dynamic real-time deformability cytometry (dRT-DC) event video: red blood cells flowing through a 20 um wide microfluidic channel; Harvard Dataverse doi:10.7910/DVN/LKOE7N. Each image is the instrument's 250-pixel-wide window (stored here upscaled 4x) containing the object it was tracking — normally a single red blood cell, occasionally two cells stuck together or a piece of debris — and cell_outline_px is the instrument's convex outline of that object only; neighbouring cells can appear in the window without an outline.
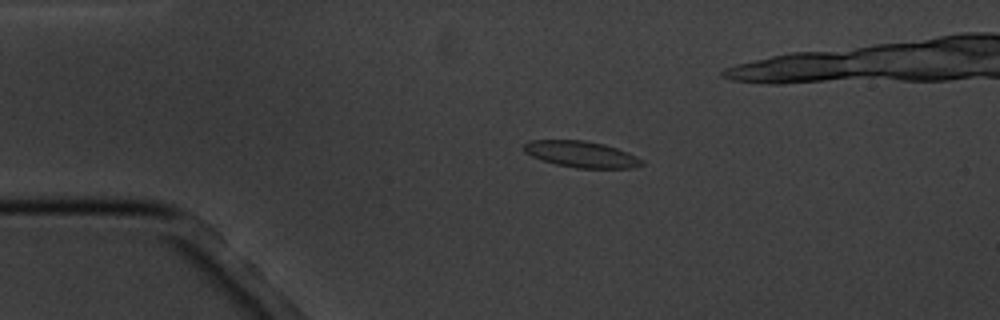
{"species": "common noctule bat (a hibernating species)", "species_latin": "Nyctalus noctula", "temperature_condition": "cold", "stored_images_in_passage": 6, "camera_frame_rate_fps": 3000, "um_per_image_px": 0.085, "animal": {"sex": "male", "body_mass_g": 20.1, "forearm_length_mm": 53.5}, "frame": {"image": 1, "passage_image": 4, "time_ms": 3.667, "image_size_px": [1000, 320], "cell_outline_px": [[644, 164], [632, 168], [576, 168], [556, 164], [540, 160], [524, 152], [524, 144], [528, 140], [584, 140], [604, 144], [628, 152], [644, 160]], "centroid_in_image_um": [49.41, 13.11], "position_along_channel_um": 35.6, "area_um2": 18.15}}